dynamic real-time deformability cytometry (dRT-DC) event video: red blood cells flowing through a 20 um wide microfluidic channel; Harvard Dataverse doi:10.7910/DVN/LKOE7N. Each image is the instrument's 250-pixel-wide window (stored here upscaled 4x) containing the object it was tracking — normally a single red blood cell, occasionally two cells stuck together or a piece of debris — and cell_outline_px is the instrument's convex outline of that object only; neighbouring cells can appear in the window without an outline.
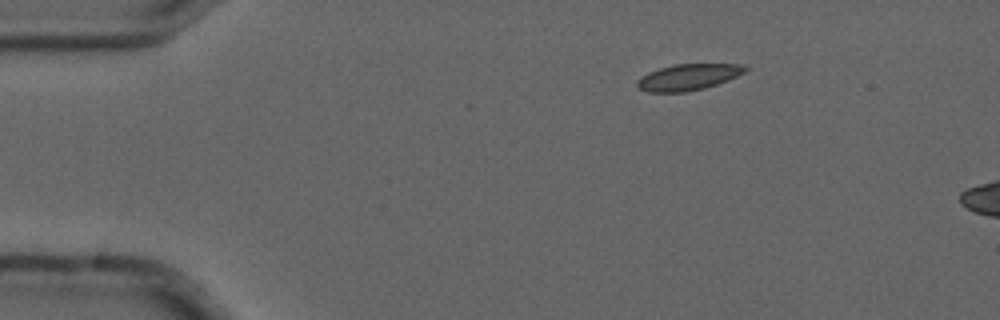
{"species": "common noctule bat (a hibernating species)", "species_latin": "Nyctalus noctula", "temperature_condition": "cold", "stored_images_in_passage": 3, "camera_frame_rate_fps": 3000, "um_per_image_px": 0.085, "animal": {"sex": "male", "forearm_length_mm": 52.5}, "frame": {"image": 1, "passage_image": 1, "time_ms": 0.0, "image_size_px": [1000, 320], "cell_outline_px": [[748, 68], [744, 72], [728, 80], [704, 88], [684, 92], [648, 92], [640, 88], [636, 84], [636, 80], [640, 76], [648, 72], [660, 68], [676, 64], [740, 64]], "centroid_in_image_um": [58.46, 6.55], "position_along_channel_um": 26.5, "area_um2": 16.36}}